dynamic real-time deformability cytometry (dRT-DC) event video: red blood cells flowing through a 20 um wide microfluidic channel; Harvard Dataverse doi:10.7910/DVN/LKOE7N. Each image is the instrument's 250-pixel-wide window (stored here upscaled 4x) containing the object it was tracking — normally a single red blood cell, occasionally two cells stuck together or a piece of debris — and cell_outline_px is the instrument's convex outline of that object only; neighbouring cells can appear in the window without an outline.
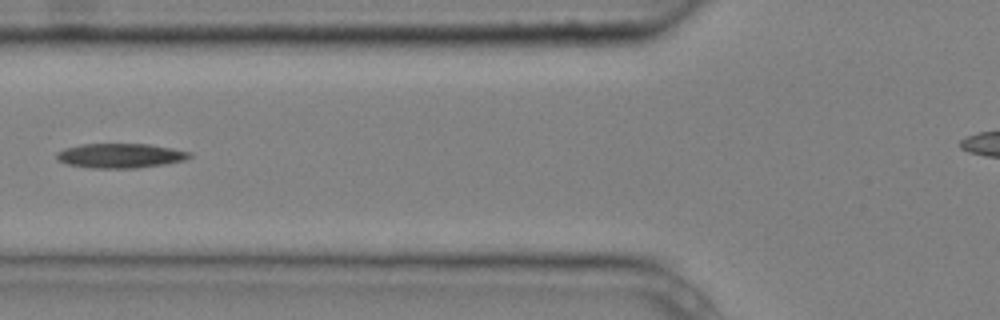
{"species": "common noctule bat (a hibernating species)", "species_latin": "Nyctalus noctula", "temperature_condition": "cold", "stored_images_in_passage": 4, "camera_frame_rate_fps": 3000, "um_per_image_px": 0.085, "animal": {"sex": "male", "body_mass_g": 20.4}, "frame": {"image": 1, "passage_image": 4, "time_ms": 1.0, "image_size_px": [1000, 320], "cell_outline_px": [[192, 156], [184, 160], [164, 164], [136, 168], [88, 168], [64, 164], [56, 160], [56, 152], [64, 148], [80, 144], [148, 144], [172, 148], [192, 152]], "centroid_in_image_um": [10.17, 13.23], "position_along_channel_um": 115.6, "area_um2": 19.25}}